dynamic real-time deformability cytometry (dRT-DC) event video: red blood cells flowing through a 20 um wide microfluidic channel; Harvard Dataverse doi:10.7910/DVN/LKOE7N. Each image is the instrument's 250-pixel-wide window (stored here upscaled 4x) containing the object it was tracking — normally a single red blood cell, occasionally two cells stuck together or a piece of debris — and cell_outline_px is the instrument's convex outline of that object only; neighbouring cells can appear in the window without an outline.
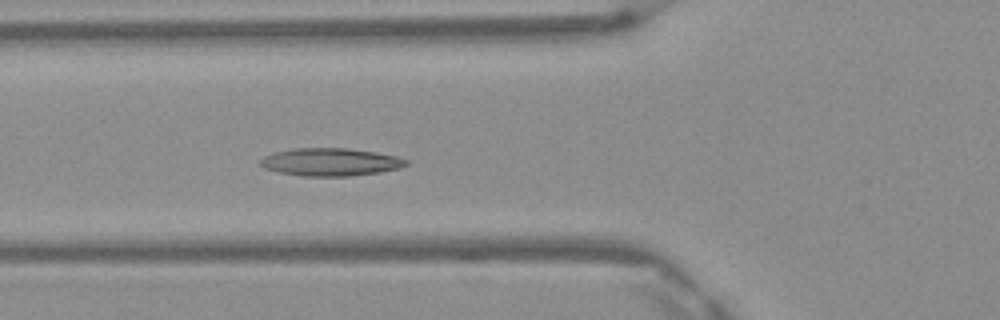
{"species": "Egyptian fruit bat (a non-hibernating species)", "species_latin": "Rousettus aegyptiacus", "temperature_condition": "warm", "stored_images_in_passage": 6, "camera_frame_rate_fps": 3000, "um_per_image_px": 0.085, "frame": {"image": 1, "passage_image": 5, "time_ms": 1.333, "image_size_px": [1000, 320], "cell_outline_px": [[408, 164], [400, 168], [380, 172], [348, 176], [300, 176], [276, 172], [264, 168], [260, 164], [260, 160], [264, 156], [272, 152], [292, 148], [348, 148], [376, 152], [396, 156], [408, 160]], "centroid_in_image_um": [28.06, 13.77], "position_along_channel_um": 97.7, "area_um2": 23.81}}